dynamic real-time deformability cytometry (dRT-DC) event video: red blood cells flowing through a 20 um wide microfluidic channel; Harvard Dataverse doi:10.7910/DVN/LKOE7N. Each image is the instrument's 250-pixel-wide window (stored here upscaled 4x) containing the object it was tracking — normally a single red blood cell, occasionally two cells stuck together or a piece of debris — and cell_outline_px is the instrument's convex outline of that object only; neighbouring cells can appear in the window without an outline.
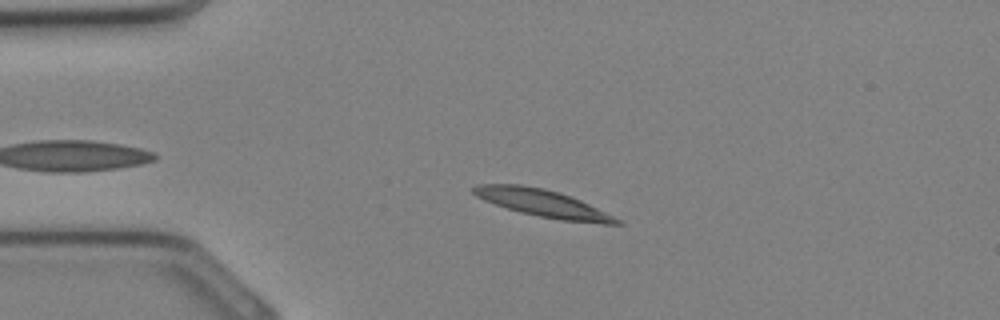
{"species": "Egyptian fruit bat (a non-hibernating species)", "species_latin": "Rousettus aegyptiacus", "temperature_condition": "cold", "stored_images_in_passage": 28, "camera_frame_rate_fps": 3000, "um_per_image_px": 0.085, "animal": {"sex": "female"}, "frame": {"image": 1, "passage_image": 6, "time_ms": 1.667, "image_size_px": [1000, 320], "cell_outline_px": [[624, 224], [604, 224], [560, 220], [520, 212], [484, 200], [476, 196], [472, 192], [472, 188], [476, 184], [520, 184], [544, 188], [560, 192], [572, 196], [620, 220]], "centroid_in_image_um": [46.11, 17.26], "position_along_channel_um": 38.9, "area_um2": 22.54}}
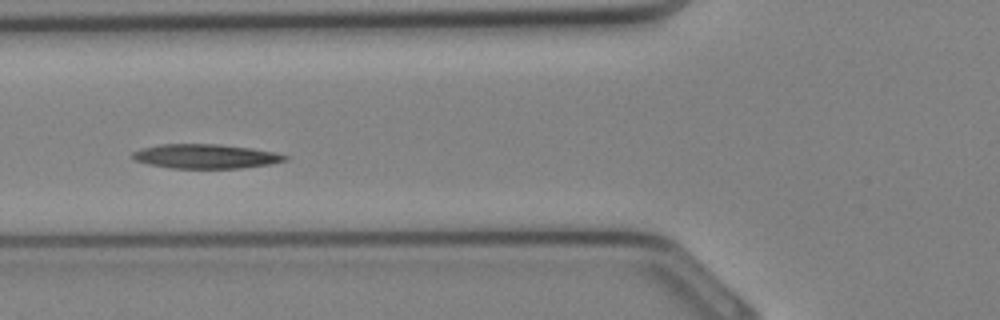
{"frame": {"image": 2, "passage_image": 11, "time_ms": 3.333, "image_size_px": [1000, 320], "cell_outline_px": [[288, 160], [272, 164], [240, 168], [172, 168], [148, 164], [136, 160], [132, 156], [132, 152], [140, 148], [160, 144], [220, 144], [252, 148], [272, 152], [288, 156]], "centroid_in_image_um": [17.48, 13.28], "position_along_channel_um": 108.3, "area_um2": 21.62}}
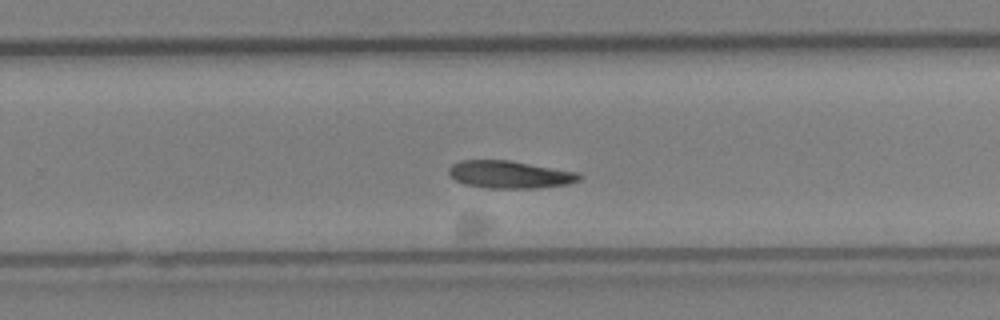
{"frame": {"image": 3, "passage_image": 20, "time_ms": 6.333, "image_size_px": [1000, 320], "cell_outline_px": [[584, 176], [580, 180], [568, 184], [536, 188], [484, 188], [464, 184], [448, 176], [448, 168], [452, 164], [460, 160], [508, 160], [576, 172]], "centroid_in_image_um": [43.28, 14.84], "position_along_channel_um": 286.5, "area_um2": 20.98}}